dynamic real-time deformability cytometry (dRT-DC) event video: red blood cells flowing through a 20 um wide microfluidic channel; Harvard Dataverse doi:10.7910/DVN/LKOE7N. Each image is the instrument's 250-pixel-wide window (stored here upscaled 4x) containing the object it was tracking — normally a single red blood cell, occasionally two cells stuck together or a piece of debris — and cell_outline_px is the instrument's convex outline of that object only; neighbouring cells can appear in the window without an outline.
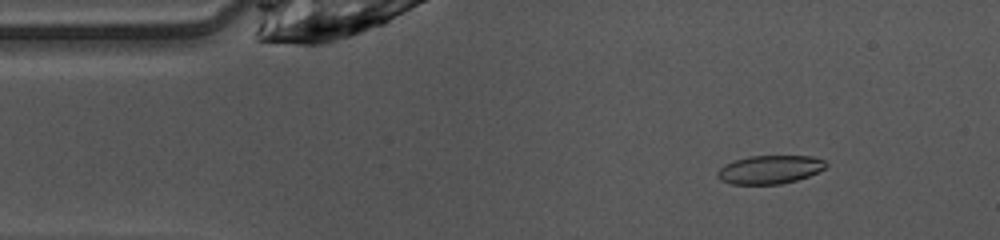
{"species": "common noctule bat (a hibernating species)", "species_latin": "Nyctalus noctula", "temperature_condition": "warm", "stored_images_in_passage": 47, "camera_frame_rate_fps": 3000, "um_per_image_px": 0.085, "animal": {"sex": "female", "body_mass_g": 10.0, "forearm_length_mm": 53.1}, "frame": {"image": 1, "passage_image": 5, "time_ms": 1.333, "image_size_px": [1000, 240], "cell_outline_px": [[828, 164], [824, 168], [808, 176], [796, 180], [780, 184], [732, 184], [720, 180], [716, 176], [716, 172], [724, 164], [748, 156], [812, 156], [824, 160]], "centroid_in_image_um": [65.4, 14.41], "position_along_channel_um": 19.6, "area_um2": 17.92}}
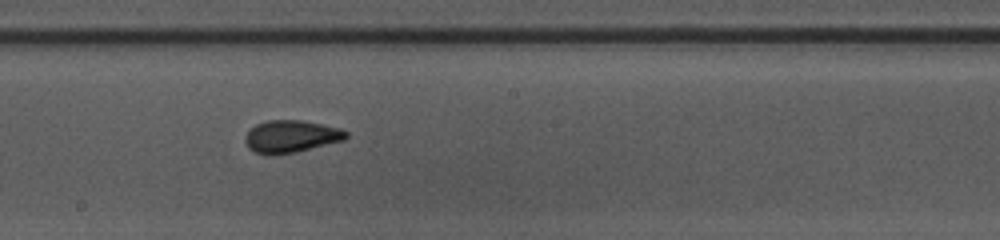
{"frame": {"image": 2, "passage_image": 24, "time_ms": 7.667, "image_size_px": [1000, 240], "cell_outline_px": [[348, 136], [344, 140], [296, 152], [256, 152], [248, 148], [244, 140], [244, 136], [256, 124], [268, 120], [300, 120], [340, 128], [348, 132]], "centroid_in_image_um": [24.76, 11.56], "position_along_channel_um": 223.4, "area_um2": 18.44}}
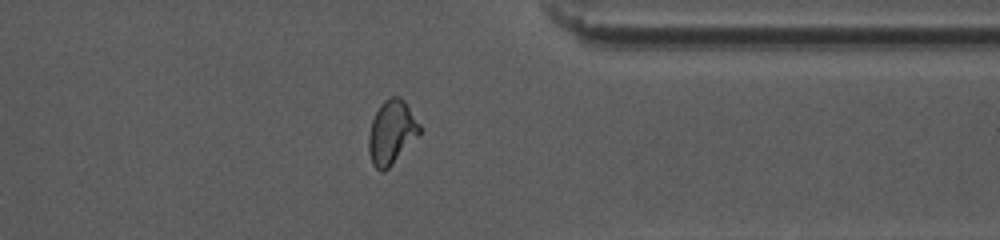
{"frame": {"image": 3, "passage_image": 36, "time_ms": 11.667, "image_size_px": [1000, 240], "cell_outline_px": [[420, 136], [384, 172], [380, 172], [372, 164], [368, 152], [368, 136], [372, 120], [380, 104], [384, 100], [392, 96], [400, 96], [404, 100], [420, 124]], "centroid_in_image_um": [33.29, 11.26], "position_along_channel_um": 378.1, "area_um2": 19.19}, "authors_computed_cell_mechanics": {"area_um2": 18.8428, "velocity_mm_per_s": 4.0977, "shape_relaxation_time_tau1_ms": 5.5077, "shape_relaxation_time_tau2_ms": 1.1228, "deformation_change_tau1": 0.1924, "deformation_change_tau2": 0.0647}}